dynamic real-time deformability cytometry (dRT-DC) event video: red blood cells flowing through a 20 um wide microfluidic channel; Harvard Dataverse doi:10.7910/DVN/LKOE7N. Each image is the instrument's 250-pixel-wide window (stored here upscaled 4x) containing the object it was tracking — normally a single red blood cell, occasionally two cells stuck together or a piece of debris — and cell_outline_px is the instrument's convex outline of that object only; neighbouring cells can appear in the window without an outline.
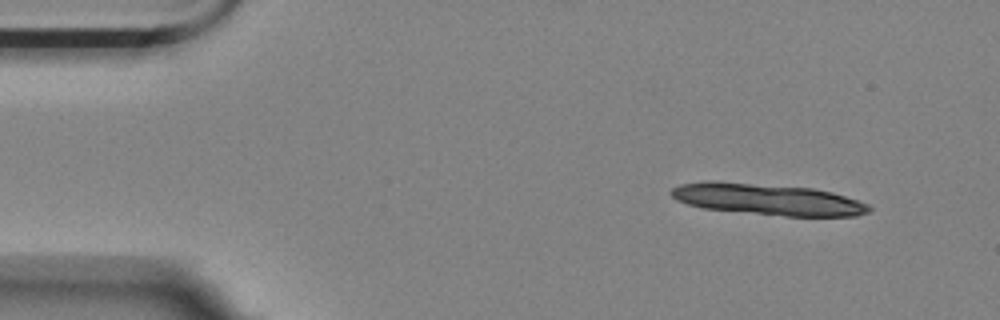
{"species": "Egyptian fruit bat (a non-hibernating species)", "species_latin": "Rousettus aegyptiacus", "temperature_condition": "room temperature", "stored_images_in_passage": 4, "camera_frame_rate_fps": 3000, "um_per_image_px": 0.085, "animal": {"sex": "female"}, "frame": {"image": 1, "passage_image": 1, "time_ms": 0.0, "image_size_px": [1000, 320], "cell_outline_px": [[872, 212], [856, 216], [784, 216], [704, 208], [688, 204], [676, 200], [668, 192], [672, 188], [680, 184], [708, 180], [712, 180], [812, 188], [832, 192], [868, 204], [872, 208]], "centroid_in_image_um": [65.24, 16.94], "position_along_channel_um": 19.8, "area_um2": 36.18}}